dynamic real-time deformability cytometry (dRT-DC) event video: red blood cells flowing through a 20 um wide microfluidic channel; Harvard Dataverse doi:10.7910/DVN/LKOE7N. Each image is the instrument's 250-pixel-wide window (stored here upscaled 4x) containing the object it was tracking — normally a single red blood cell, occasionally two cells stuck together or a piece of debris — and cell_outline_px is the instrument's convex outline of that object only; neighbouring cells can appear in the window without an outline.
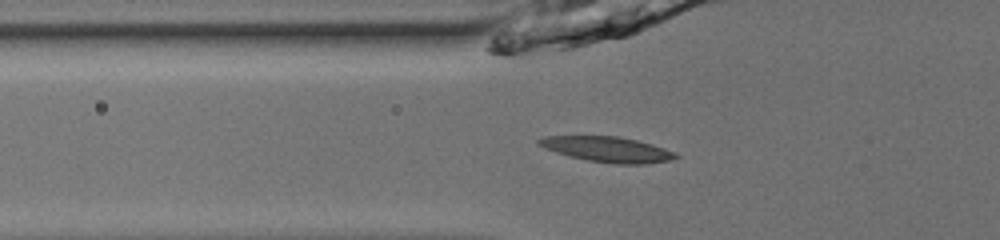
{"species": "common noctule bat (a hibernating species)", "species_latin": "Nyctalus noctula", "temperature_condition": "room temperature", "stored_images_in_passage": 38, "camera_frame_rate_fps": 3000, "um_per_image_px": 0.085, "animal": {"sex": "male", "body_mass_g": 13.0, "forearm_length_mm": 53.1}, "frame": {"image": 1, "passage_image": 6, "time_ms": 1.667, "image_size_px": [1000, 240], "cell_outline_px": [[680, 156], [668, 160], [648, 164], [616, 164], [588, 160], [556, 152], [544, 148], [536, 144], [536, 140], [544, 136], [616, 136], [636, 140], [652, 144], [676, 152]], "centroid_in_image_um": [51.63, 12.69], "position_along_channel_um": 74.2, "area_um2": 20.11}}
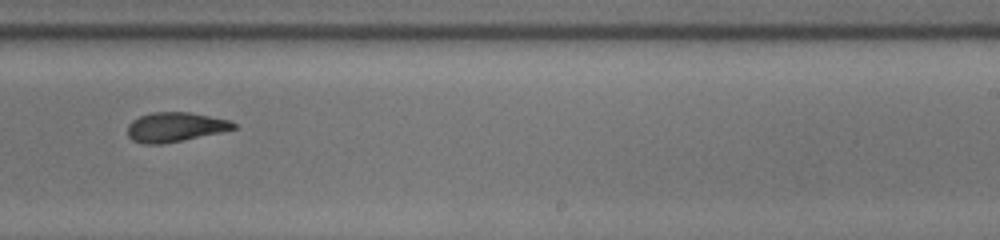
{"frame": {"image": 2, "passage_image": 21, "time_ms": 6.667, "image_size_px": [1000, 240], "cell_outline_px": [[236, 128], [220, 132], [160, 144], [144, 144], [132, 140], [128, 136], [128, 124], [132, 120], [140, 116], [152, 112], [188, 112], [228, 120], [236, 124]], "centroid_in_image_um": [14.83, 10.79], "position_along_channel_um": 274.2, "area_um2": 17.86}}
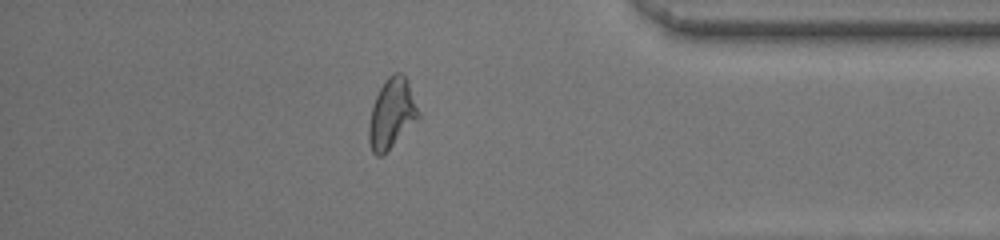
{"frame": {"image": 3, "passage_image": 32, "time_ms": 10.333, "image_size_px": [1000, 240], "cell_outline_px": [[420, 116], [380, 156], [376, 156], [372, 152], [368, 140], [368, 128], [372, 108], [376, 96], [380, 88], [388, 76], [392, 72], [400, 72], [408, 80], [420, 112]], "centroid_in_image_um": [33.29, 9.6], "position_along_channel_um": 401.9, "area_um2": 19.71}, "authors_computed_cell_mechanics": {"area_um2": 19.1029, "velocity_mm_per_s": 3.9871, "shape_relaxation_time_tau1_ms": 3.0539, "shape_relaxation_time_tau2_ms": 4.1477, "deformation_change_tau1": 0.1573, "deformation_change_tau2": 0.0886}}